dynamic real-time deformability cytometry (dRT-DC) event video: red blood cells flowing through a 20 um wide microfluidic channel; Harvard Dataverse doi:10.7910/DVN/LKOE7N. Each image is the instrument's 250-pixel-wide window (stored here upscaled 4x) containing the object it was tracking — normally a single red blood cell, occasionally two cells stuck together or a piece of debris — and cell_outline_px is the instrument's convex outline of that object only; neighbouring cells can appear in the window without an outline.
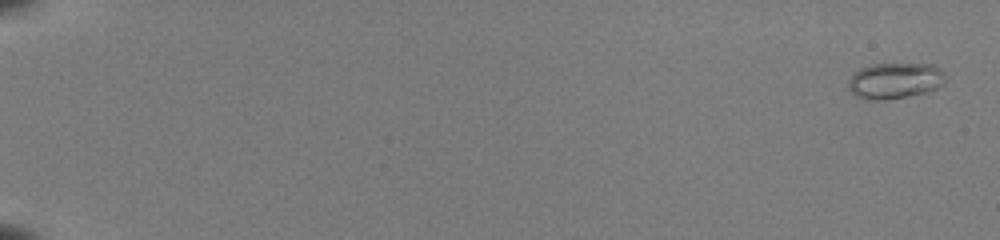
{"species": "common noctule bat (a hibernating species)", "species_latin": "Nyctalus noctula", "temperature_condition": "room temperature", "stored_images_in_passage": 10, "camera_frame_rate_fps": 3000, "um_per_image_px": 0.085, "animal": {"sex": "female", "body_mass_g": 22.0, "forearm_length_mm": 56.7}, "frame": {"image": 1, "passage_image": 2, "time_ms": 0.333, "image_size_px": [1000, 240], "cell_outline_px": [[944, 84], [936, 88], [924, 92], [908, 96], [884, 100], [868, 100], [856, 96], [848, 88], [848, 76], [860, 68], [872, 64], [936, 64], [944, 72]], "centroid_in_image_um": [76.04, 6.85], "position_along_channel_um": 9.0, "area_um2": 20.52}}